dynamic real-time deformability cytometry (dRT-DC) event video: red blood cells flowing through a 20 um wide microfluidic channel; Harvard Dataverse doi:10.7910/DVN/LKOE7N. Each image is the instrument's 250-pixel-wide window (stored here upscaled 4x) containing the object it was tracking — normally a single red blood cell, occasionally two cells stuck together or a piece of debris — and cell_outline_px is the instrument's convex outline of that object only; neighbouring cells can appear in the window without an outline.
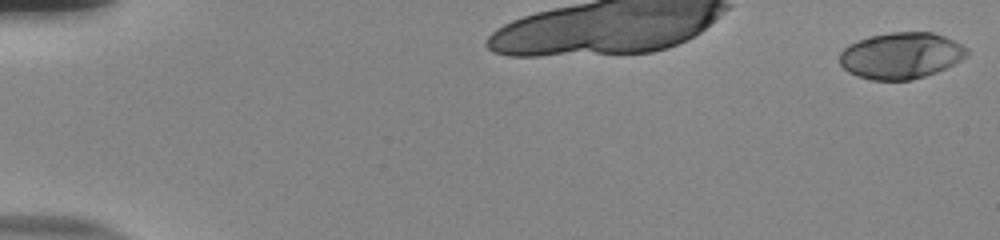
{"species": "human", "species_latin": "Homo sapiens", "temperature_condition": "room temperature", "stored_images_in_passage": 32, "camera_frame_rate_fps": 3000, "um_per_image_px": 0.085, "donor": {"sex": "male"}, "frame": {"image": 1, "passage_image": 1, "time_ms": 0.0, "image_size_px": [1000, 240], "cell_outline_px": [[968, 56], [936, 72], [912, 80], [872, 80], [856, 76], [848, 72], [840, 64], [840, 52], [848, 44], [868, 36], [888, 32], [932, 32], [944, 36], [968, 48]], "centroid_in_image_um": [76.56, 4.72], "position_along_channel_um": 8.4, "area_um2": 34.45}}
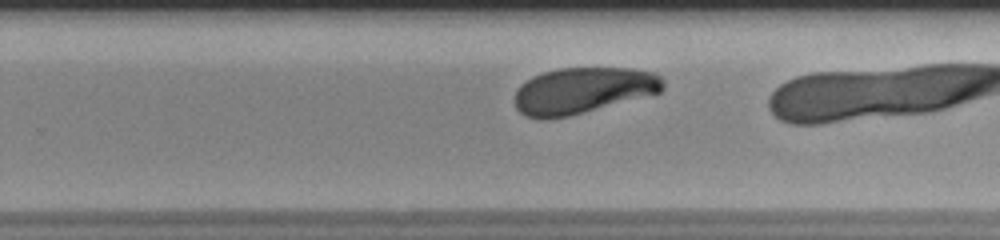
{"frame": {"image": 2, "passage_image": 25, "time_ms": 8.0, "image_size_px": [1000, 240], "cell_outline_px": [[664, 88], [660, 92], [568, 116], [540, 120], [524, 116], [516, 108], [516, 88], [520, 84], [532, 76], [544, 72], [560, 68], [632, 68], [656, 72], [664, 80]], "centroid_in_image_um": [49.53, 7.68], "position_along_channel_um": 280.3, "area_um2": 39.88}}
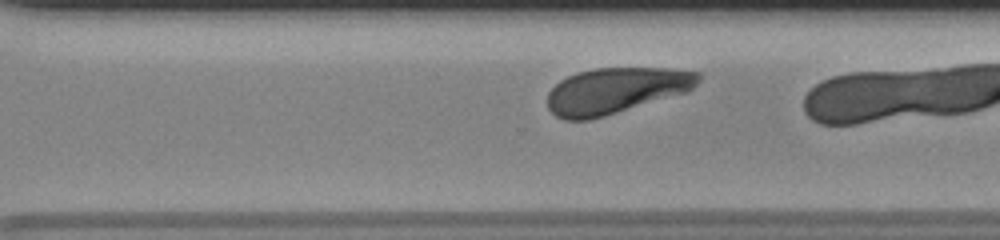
{"frame": {"image": 3, "passage_image": 28, "time_ms": 9.0, "image_size_px": [1000, 240], "cell_outline_px": [[700, 80], [688, 92], [604, 116], [588, 120], [564, 120], [556, 116], [548, 108], [548, 92], [560, 80], [568, 76], [580, 72], [596, 68], [668, 68], [700, 72]], "centroid_in_image_um": [52.35, 7.7], "position_along_channel_um": 318.2, "area_um2": 40.29}}